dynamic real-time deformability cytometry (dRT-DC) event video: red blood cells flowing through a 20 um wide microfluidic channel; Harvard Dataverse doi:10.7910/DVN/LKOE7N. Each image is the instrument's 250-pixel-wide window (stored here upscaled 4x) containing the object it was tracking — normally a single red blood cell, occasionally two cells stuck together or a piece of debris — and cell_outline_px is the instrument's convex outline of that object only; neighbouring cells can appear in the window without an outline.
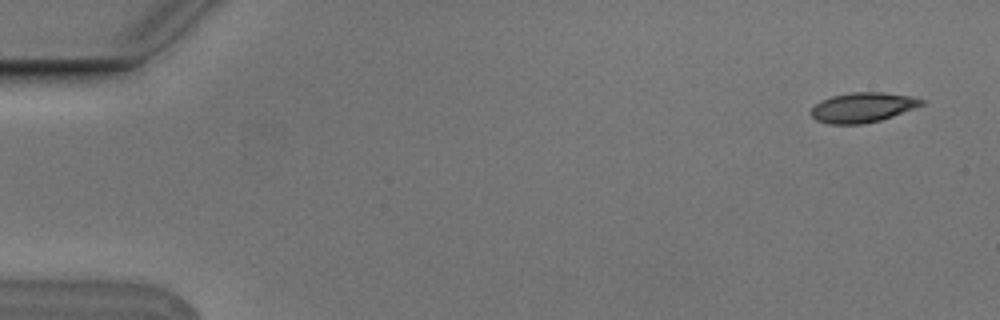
{"species": "Egyptian fruit bat (a non-hibernating species)", "species_latin": "Rousettus aegyptiacus", "temperature_condition": "cold", "stored_images_in_passage": 5, "camera_frame_rate_fps": 3000, "um_per_image_px": 0.085, "animal": {"sex": "male"}, "frame": {"image": 1, "passage_image": 1, "time_ms": 0.0, "image_size_px": [1000, 320], "cell_outline_px": [[924, 104], [916, 108], [880, 120], [864, 124], [828, 124], [816, 120], [808, 112], [820, 100], [832, 96], [852, 92], [884, 92], [908, 96], [924, 100]], "centroid_in_image_um": [73.29, 9.13], "position_along_channel_um": 11.7, "area_um2": 19.25}}